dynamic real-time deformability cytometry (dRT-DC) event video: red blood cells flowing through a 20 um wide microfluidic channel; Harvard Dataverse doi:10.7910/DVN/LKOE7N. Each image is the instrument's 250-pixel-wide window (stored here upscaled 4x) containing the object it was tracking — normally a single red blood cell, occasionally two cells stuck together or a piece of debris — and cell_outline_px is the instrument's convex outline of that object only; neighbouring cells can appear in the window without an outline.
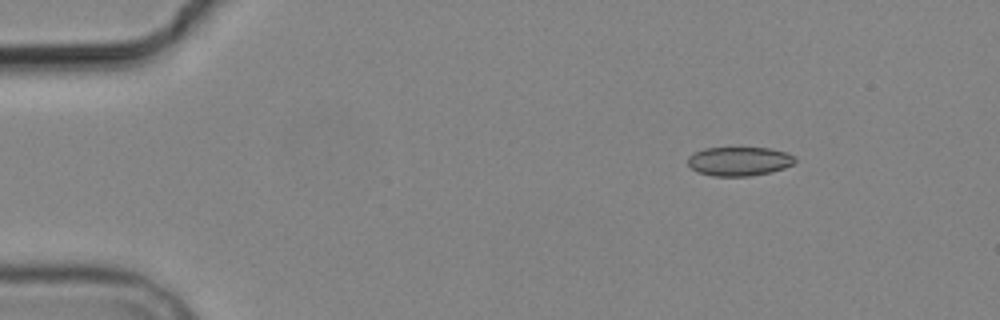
{"species": "common noctule bat (a hibernating species)", "species_latin": "Nyctalus noctula", "temperature_condition": "cold", "stored_images_in_passage": 3, "camera_frame_rate_fps": 3000, "um_per_image_px": 0.085, "animal": {"sex": "male", "body_mass_g": 19.2, "forearm_length_mm": 51.8}, "frame": {"image": 1, "passage_image": 1, "time_ms": 0.0, "image_size_px": [1000, 320], "cell_outline_px": [[796, 160], [792, 164], [784, 168], [768, 172], [748, 176], [712, 176], [700, 172], [692, 168], [688, 164], [688, 156], [704, 148], [768, 148], [788, 152], [796, 156]], "centroid_in_image_um": [62.85, 13.7], "position_along_channel_um": 22.1, "area_um2": 17.98}}
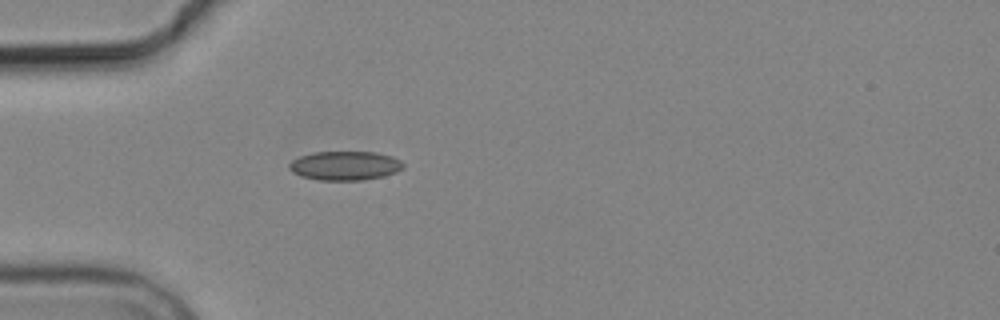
{"frame": {"image": 2, "passage_image": 3, "time_ms": 3.0, "image_size_px": [1000, 320], "cell_outline_px": [[404, 168], [396, 172], [384, 176], [360, 180], [320, 180], [304, 176], [292, 172], [288, 168], [288, 164], [292, 160], [300, 156], [312, 152], [376, 152], [392, 156], [400, 160], [404, 164]], "centroid_in_image_um": [29.33, 14.07], "position_along_channel_um": 55.7, "area_um2": 19.31}}